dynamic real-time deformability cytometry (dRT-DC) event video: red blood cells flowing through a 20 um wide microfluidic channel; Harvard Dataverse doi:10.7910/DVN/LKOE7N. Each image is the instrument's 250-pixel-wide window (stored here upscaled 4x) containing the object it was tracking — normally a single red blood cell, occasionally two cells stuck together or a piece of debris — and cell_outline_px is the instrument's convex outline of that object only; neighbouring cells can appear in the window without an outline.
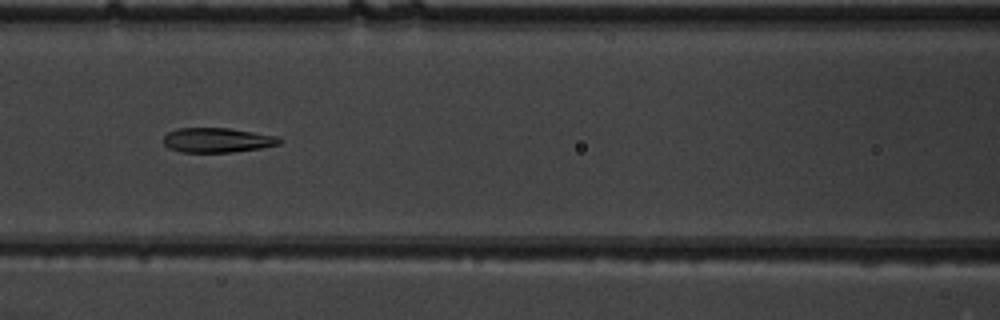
{"species": "common noctule bat (a hibernating species)", "species_latin": "Nyctalus noctula", "temperature_condition": "warm", "stored_images_in_passage": 8, "camera_frame_rate_fps": 3000, "um_per_image_px": 0.085, "animal": {"sex": "male", "body_mass_g": 19.5, "forearm_length_mm": 54.6}, "frame": {"image": 1, "passage_image": 6, "time_ms": 1.667, "image_size_px": [1000, 320], "cell_outline_px": [[284, 140], [280, 144], [260, 148], [232, 152], [180, 152], [168, 148], [164, 144], [164, 136], [168, 132], [176, 128], [228, 128], [280, 136]], "centroid_in_image_um": [18.49, 11.91], "position_along_channel_um": 148.1, "area_um2": 16.82}}
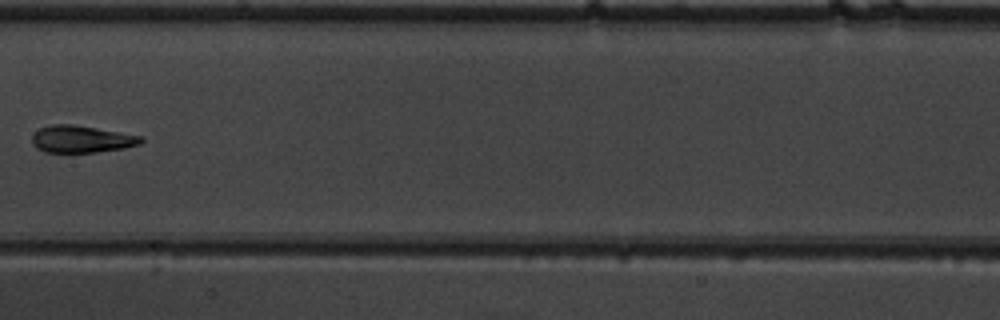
{"frame": {"image": 2, "passage_image": 7, "time_ms": 2.0, "image_size_px": [1000, 320], "cell_outline_px": [[144, 140], [140, 144], [124, 148], [68, 156], [44, 152], [36, 148], [32, 144], [32, 136], [40, 128], [52, 124], [72, 124], [144, 136]], "centroid_in_image_um": [6.89, 11.88], "position_along_channel_um": 200.5, "area_um2": 17.98}}
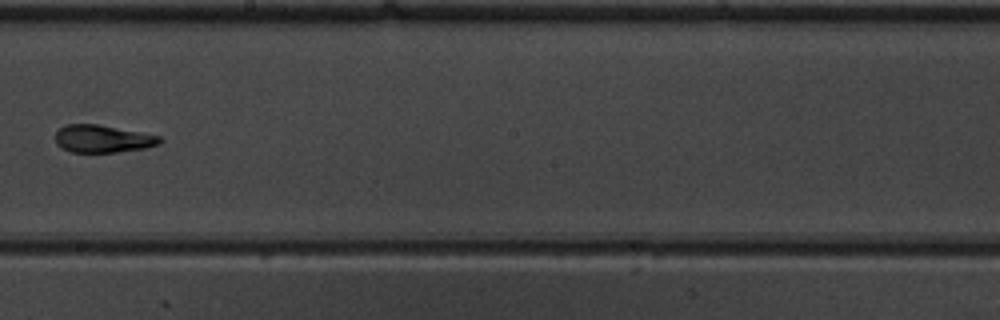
{"frame": {"image": 3, "passage_image": 8, "time_ms": 2.333, "image_size_px": [1000, 320], "cell_outline_px": [[164, 140], [160, 144], [144, 148], [116, 152], [72, 152], [56, 144], [56, 132], [64, 124], [96, 124], [140, 132], [160, 136]], "centroid_in_image_um": [8.74, 11.79], "position_along_channel_um": 239.5, "area_um2": 16.65}}